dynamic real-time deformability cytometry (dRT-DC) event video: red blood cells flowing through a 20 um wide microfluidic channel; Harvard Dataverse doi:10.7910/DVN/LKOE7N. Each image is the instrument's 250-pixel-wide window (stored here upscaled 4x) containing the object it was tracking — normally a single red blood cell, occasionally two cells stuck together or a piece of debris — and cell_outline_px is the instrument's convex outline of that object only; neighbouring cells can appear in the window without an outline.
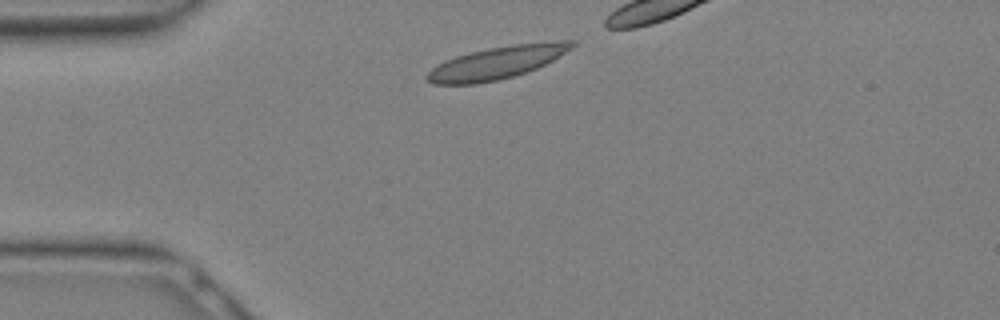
{"species": "Egyptian fruit bat (a non-hibernating species)", "species_latin": "Rousettus aegyptiacus", "temperature_condition": "warm", "stored_images_in_passage": 12, "camera_frame_rate_fps": 3000, "um_per_image_px": 0.085, "animal": {"sex": "female"}, "frame": {"image": 1, "passage_image": 1, "time_ms": 0.0, "image_size_px": [1000, 320], "cell_outline_px": [[576, 44], [572, 48], [552, 60], [536, 68], [512, 76], [496, 80], [476, 84], [432, 84], [424, 76], [436, 64], [444, 60], [456, 56], [488, 48], [512, 44], [560, 40], [576, 40]], "centroid_in_image_um": [42.22, 5.31], "position_along_channel_um": 42.8, "area_um2": 27.34}}
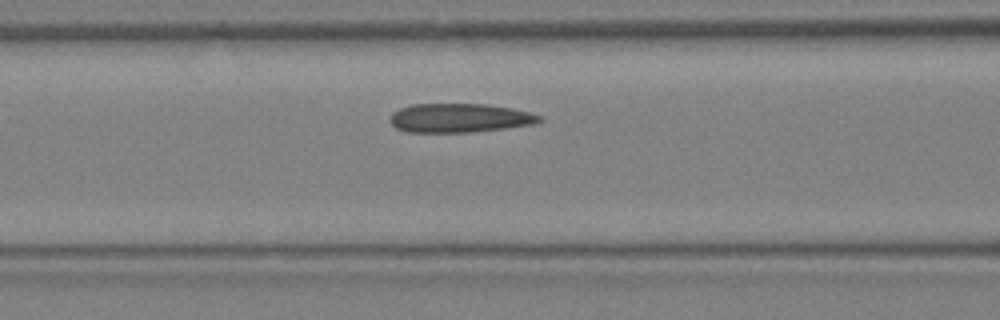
{"frame": {"image": 2, "passage_image": 6, "time_ms": 1.667, "image_size_px": [1000, 320], "cell_outline_px": [[544, 120], [532, 124], [504, 128], [472, 132], [408, 132], [396, 128], [388, 120], [392, 112], [400, 108], [412, 104], [484, 104], [512, 108], [528, 112], [540, 116]], "centroid_in_image_um": [39.02, 10.02], "position_along_channel_um": 127.6, "area_um2": 25.14}}
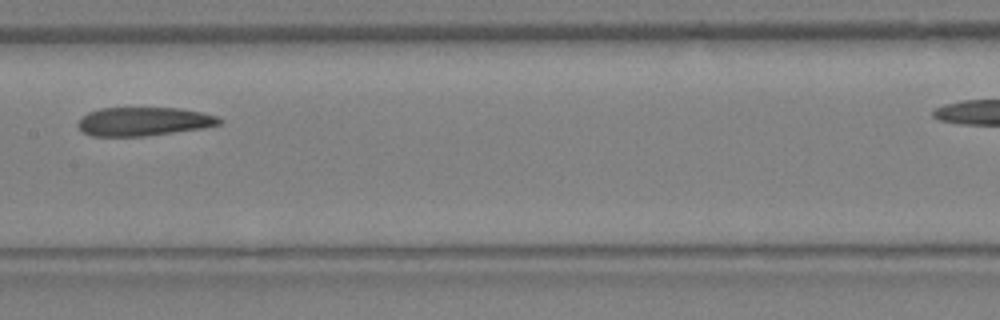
{"frame": {"image": 3, "passage_image": 9, "time_ms": 2.667, "image_size_px": [1000, 320], "cell_outline_px": [[224, 120], [220, 124], [204, 128], [144, 136], [92, 136], [84, 132], [80, 128], [80, 116], [88, 112], [100, 108], [180, 108], [200, 112], [216, 116]], "centroid_in_image_um": [12.23, 10.32], "position_along_channel_um": 195.2, "area_um2": 23.47}}